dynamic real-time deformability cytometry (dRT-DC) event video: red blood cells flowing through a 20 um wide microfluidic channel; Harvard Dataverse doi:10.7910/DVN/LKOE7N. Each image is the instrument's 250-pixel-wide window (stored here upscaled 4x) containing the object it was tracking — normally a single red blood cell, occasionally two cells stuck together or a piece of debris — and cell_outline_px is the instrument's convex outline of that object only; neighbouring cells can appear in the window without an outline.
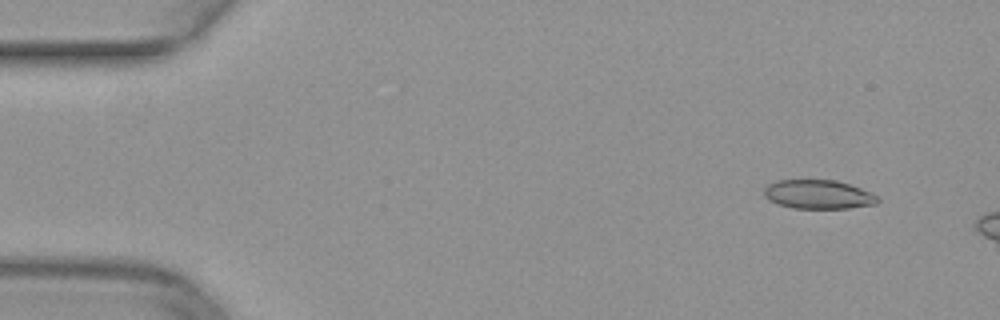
{"species": "common noctule bat (a hibernating species)", "species_latin": "Nyctalus noctula", "temperature_condition": "warm", "stored_images_in_passage": 6, "camera_frame_rate_fps": 3000, "um_per_image_px": 0.085, "animal": {"sex": "female", "body_mass_g": 29.2, "forearm_length_mm": 56.3}, "frame": {"image": 1, "passage_image": 1, "time_ms": 0.0, "image_size_px": [1000, 320], "cell_outline_px": [[880, 200], [876, 204], [848, 208], [792, 208], [776, 204], [768, 200], [764, 196], [764, 188], [768, 184], [776, 180], [836, 180], [872, 192]], "centroid_in_image_um": [69.52, 16.53], "position_along_channel_um": 15.5, "area_um2": 19.25}}